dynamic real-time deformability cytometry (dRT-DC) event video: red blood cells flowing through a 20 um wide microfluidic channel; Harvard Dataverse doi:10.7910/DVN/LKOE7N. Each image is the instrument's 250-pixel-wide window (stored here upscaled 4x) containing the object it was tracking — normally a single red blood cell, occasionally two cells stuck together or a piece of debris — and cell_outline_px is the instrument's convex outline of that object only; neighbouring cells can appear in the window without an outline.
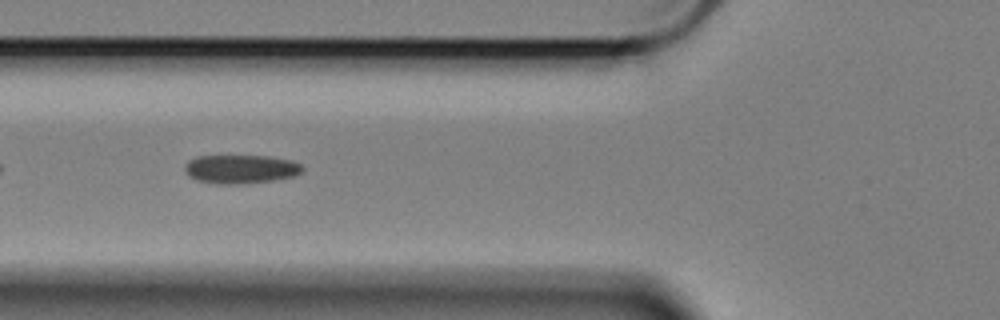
{"species": "Egyptian fruit bat (a non-hibernating species)", "species_latin": "Rousettus aegyptiacus", "temperature_condition": "cold", "stored_images_in_passage": 13, "camera_frame_rate_fps": 3000, "um_per_image_px": 0.085, "animal": {"sex": "female"}, "frame": {"image": 1, "passage_image": 6, "time_ms": 1.667, "image_size_px": [1000, 320], "cell_outline_px": [[304, 172], [292, 176], [272, 180], [244, 184], [216, 184], [196, 180], [188, 176], [184, 172], [184, 168], [188, 160], [196, 156], [272, 156], [292, 160], [300, 164], [304, 168]], "centroid_in_image_um": [20.45, 14.37], "position_along_channel_um": 105.4, "area_um2": 19.94}}
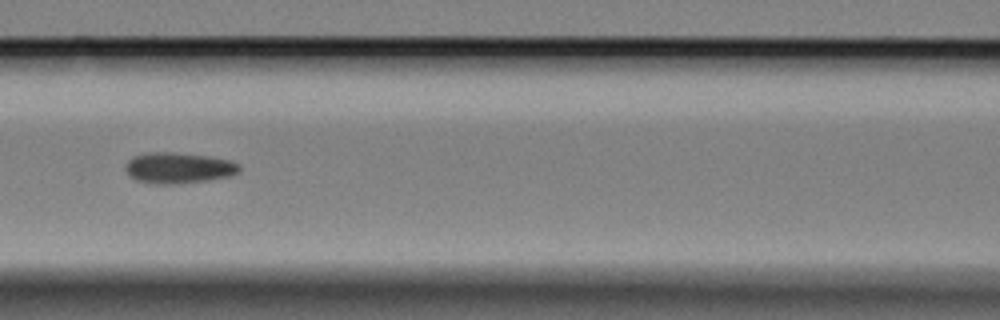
{"frame": {"image": 2, "passage_image": 10, "time_ms": 3.0, "image_size_px": [1000, 320], "cell_outline_px": [[240, 172], [232, 176], [208, 180], [172, 184], [160, 184], [140, 180], [132, 176], [124, 168], [128, 160], [132, 156], [148, 152], [176, 152], [208, 156], [232, 160], [240, 164]], "centroid_in_image_um": [15.24, 14.25], "position_along_channel_um": 151.4, "area_um2": 20.52}}